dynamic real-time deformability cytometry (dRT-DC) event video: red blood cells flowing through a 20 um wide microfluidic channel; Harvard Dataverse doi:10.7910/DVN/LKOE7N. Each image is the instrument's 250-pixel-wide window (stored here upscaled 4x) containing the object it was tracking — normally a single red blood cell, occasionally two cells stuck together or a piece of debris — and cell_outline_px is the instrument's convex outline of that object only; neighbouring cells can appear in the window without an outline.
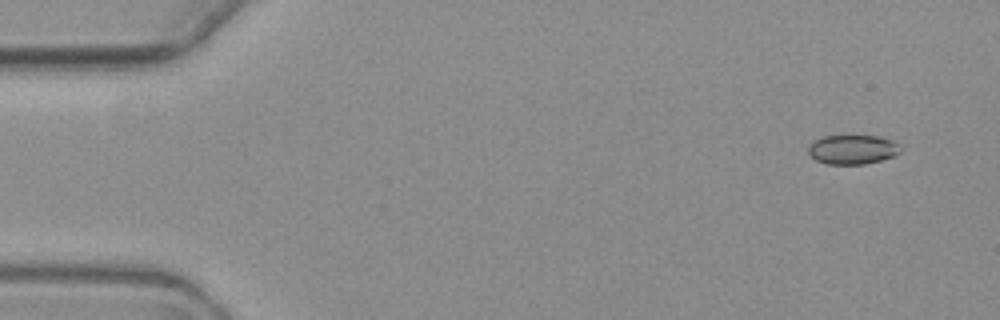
{"species": "common noctule bat (a hibernating species)", "species_latin": "Nyctalus noctula", "temperature_condition": "warm", "stored_images_in_passage": 6, "camera_frame_rate_fps": 3000, "um_per_image_px": 0.085, "animal": {"sex": "female", "body_mass_g": 19.3, "forearm_length_mm": 54.1}, "frame": {"image": 1, "passage_image": 2, "time_ms": 1.0, "image_size_px": [1000, 320], "cell_outline_px": [[900, 152], [896, 156], [864, 164], [828, 164], [816, 160], [808, 152], [808, 148], [816, 140], [824, 136], [880, 136], [892, 140], [900, 144]], "centroid_in_image_um": [72.52, 12.71], "position_along_channel_um": 12.5, "area_um2": 15.66}}